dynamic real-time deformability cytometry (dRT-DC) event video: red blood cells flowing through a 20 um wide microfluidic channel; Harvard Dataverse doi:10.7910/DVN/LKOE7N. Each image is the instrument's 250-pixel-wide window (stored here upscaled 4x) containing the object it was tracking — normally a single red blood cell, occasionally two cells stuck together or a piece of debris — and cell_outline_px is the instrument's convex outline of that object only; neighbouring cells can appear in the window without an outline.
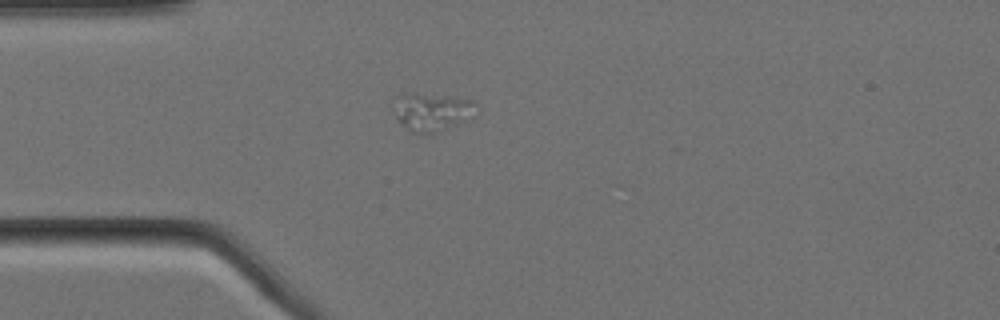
{"species": "Egyptian fruit bat (a non-hibernating species)", "species_latin": "Rousettus aegyptiacus", "temperature_condition": "cold", "stored_images_in_passage": 6, "camera_frame_rate_fps": 3000, "um_per_image_px": 0.085, "animal": {"sex": "female"}, "frame": {"image": 1, "passage_image": 1, "time_ms": 0.0, "image_size_px": [1000, 320], "cell_outline_px": [[480, 112], [476, 116], [436, 132], [412, 132], [396, 116], [396, 96], [400, 92], [412, 92], [448, 96], [476, 100], [480, 104]], "centroid_in_image_um": [36.85, 9.44], "position_along_channel_um": 48.2, "area_um2": 18.44}}